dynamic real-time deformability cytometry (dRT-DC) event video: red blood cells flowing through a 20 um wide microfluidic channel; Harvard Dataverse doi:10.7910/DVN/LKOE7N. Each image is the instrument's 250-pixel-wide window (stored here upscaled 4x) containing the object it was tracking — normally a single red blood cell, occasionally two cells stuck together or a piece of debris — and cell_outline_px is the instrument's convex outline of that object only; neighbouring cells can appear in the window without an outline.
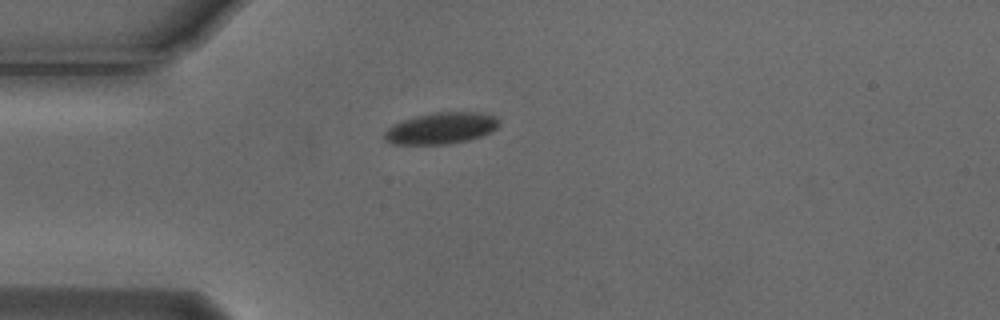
{"species": "Egyptian fruit bat (a non-hibernating species)", "species_latin": "Rousettus aegyptiacus", "temperature_condition": "cold", "stored_images_in_passage": 42, "camera_frame_rate_fps": 3000, "um_per_image_px": 0.085, "animal": {"sex": "male"}, "frame": {"image": 1, "passage_image": 1, "time_ms": 0.0, "image_size_px": [1000, 320], "cell_outline_px": [[500, 124], [492, 132], [468, 140], [448, 144], [392, 144], [384, 140], [384, 132], [392, 124], [400, 120], [416, 116], [436, 112], [480, 112], [496, 116], [500, 120]], "centroid_in_image_um": [37.49, 10.89], "position_along_channel_um": 47.5, "area_um2": 21.21}}
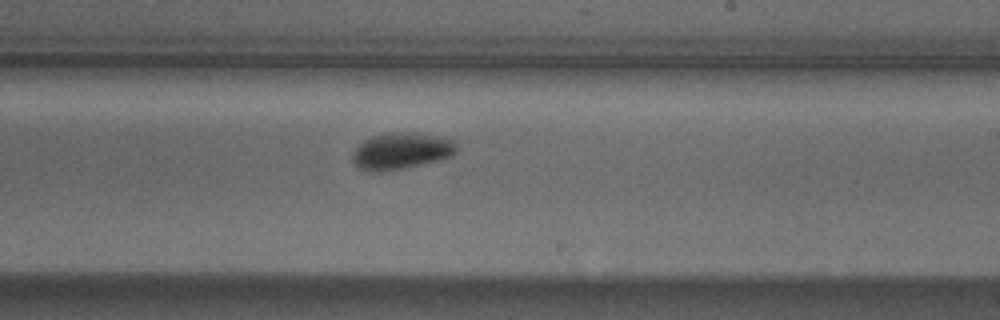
{"frame": {"image": 2, "passage_image": 19, "time_ms": 6.0, "image_size_px": [1000, 320], "cell_outline_px": [[456, 152], [452, 156], [436, 160], [400, 168], [360, 168], [352, 160], [352, 152], [364, 140], [372, 136], [388, 132], [416, 132], [452, 140], [456, 144]], "centroid_in_image_um": [34.13, 12.76], "position_along_channel_um": 254.9, "area_um2": 21.1}}
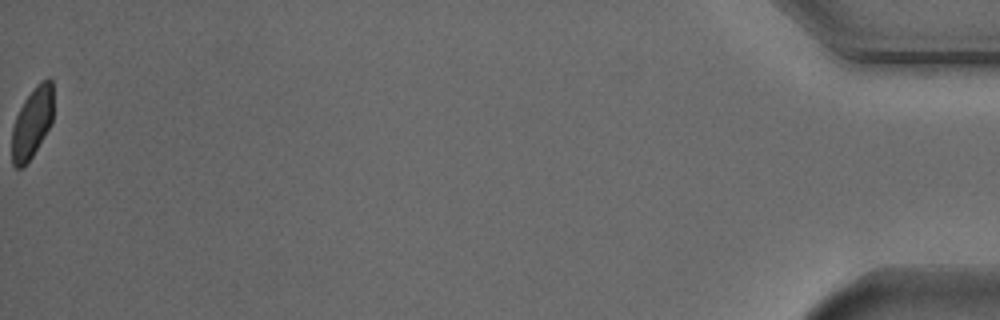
{"frame": {"image": 3, "passage_image": 42, "time_ms": 13.667, "image_size_px": [1000, 320], "cell_outline_px": [[52, 124], [32, 156], [24, 168], [16, 168], [12, 164], [12, 128], [16, 116], [24, 100], [36, 84], [40, 80], [48, 76], [52, 80]], "centroid_in_image_um": [2.73, 10.43], "position_along_channel_um": 432.5, "area_um2": 17.22}, "authors_computed_cell_mechanics": {"area_um2": 20.6057, "velocity_mm_per_s": 3.7022, "shape_relaxation_time_tau1_ms": 3.359, "shape_relaxation_time_tau2_ms": null, "deformation_change_tau1": 0.1055, "deformation_change_tau2": null}}